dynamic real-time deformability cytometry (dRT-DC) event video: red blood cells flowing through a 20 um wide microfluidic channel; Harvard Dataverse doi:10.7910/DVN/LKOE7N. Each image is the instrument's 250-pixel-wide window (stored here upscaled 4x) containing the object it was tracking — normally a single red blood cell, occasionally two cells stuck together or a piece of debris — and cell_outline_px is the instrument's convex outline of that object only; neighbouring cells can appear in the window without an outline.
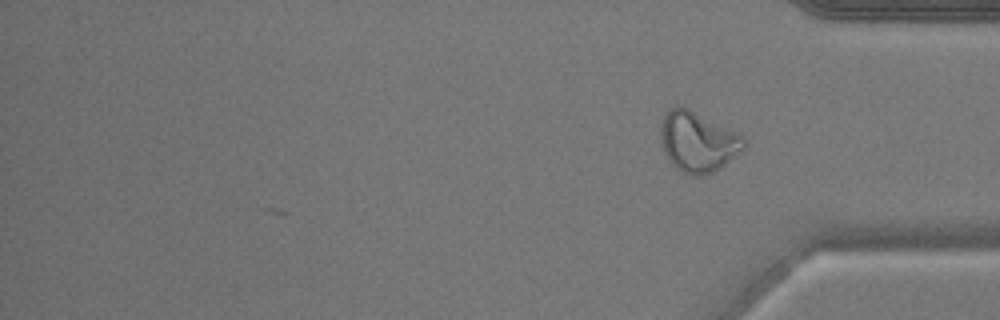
{"species": "common noctule bat (a hibernating species)", "species_latin": "Nyctalus noctula", "temperature_condition": "warm", "stored_images_in_passage": 36, "camera_frame_rate_fps": 3000, "um_per_image_px": 0.085, "animal": {"sex": "male", "body_mass_g": 17.9}, "frame": {"image": 1, "passage_image": 36, "time_ms": 11.667, "image_size_px": [1000, 320], "cell_outline_px": [[748, 144], [736, 156], [712, 172], [700, 176], [692, 176], [676, 168], [668, 160], [664, 152], [660, 132], [660, 128], [664, 116], [668, 108], [676, 104], [680, 104], [744, 136]], "centroid_in_image_um": [59.3, 12.03], "position_along_channel_um": 375.9, "area_um2": 29.25}}